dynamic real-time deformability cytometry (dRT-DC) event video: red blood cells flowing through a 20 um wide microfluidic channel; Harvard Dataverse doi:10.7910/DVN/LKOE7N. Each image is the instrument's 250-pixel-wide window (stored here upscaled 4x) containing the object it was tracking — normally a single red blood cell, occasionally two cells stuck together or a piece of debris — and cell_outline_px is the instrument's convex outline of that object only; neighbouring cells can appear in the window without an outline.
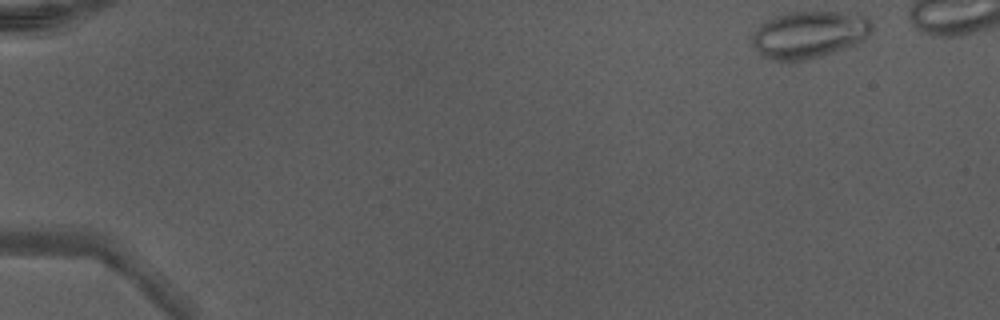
{"species": "Egyptian fruit bat (a non-hibernating species)", "species_latin": "Rousettus aegyptiacus", "temperature_condition": "warm", "stored_images_in_passage": 42, "camera_frame_rate_fps": 3000, "um_per_image_px": 0.085, "animal": {"sex": "male"}, "frame": {"image": 1, "passage_image": 1, "time_ms": 0.0, "image_size_px": [1000, 320], "cell_outline_px": [[872, 32], [864, 40], [856, 44], [820, 56], [800, 60], [772, 60], [764, 56], [752, 44], [752, 36], [772, 16], [788, 12], [836, 12], [868, 16], [872, 20]], "centroid_in_image_um": [68.84, 2.92], "position_along_channel_um": 16.2, "area_um2": 32.43}}
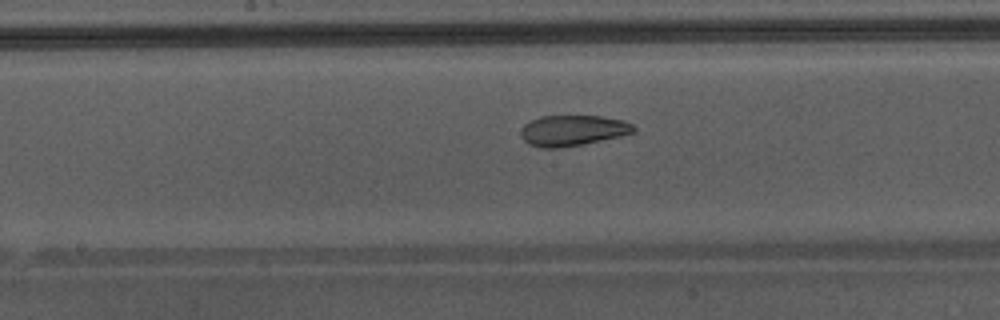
{"frame": {"image": 2, "passage_image": 24, "time_ms": 7.667, "image_size_px": [1000, 320], "cell_outline_px": [[636, 132], [620, 136], [584, 144], [556, 148], [540, 148], [528, 144], [520, 136], [520, 128], [524, 124], [540, 116], [600, 116], [624, 120], [632, 124], [636, 128]], "centroid_in_image_um": [48.67, 11.09], "position_along_channel_um": 199.5, "area_um2": 20.35}}